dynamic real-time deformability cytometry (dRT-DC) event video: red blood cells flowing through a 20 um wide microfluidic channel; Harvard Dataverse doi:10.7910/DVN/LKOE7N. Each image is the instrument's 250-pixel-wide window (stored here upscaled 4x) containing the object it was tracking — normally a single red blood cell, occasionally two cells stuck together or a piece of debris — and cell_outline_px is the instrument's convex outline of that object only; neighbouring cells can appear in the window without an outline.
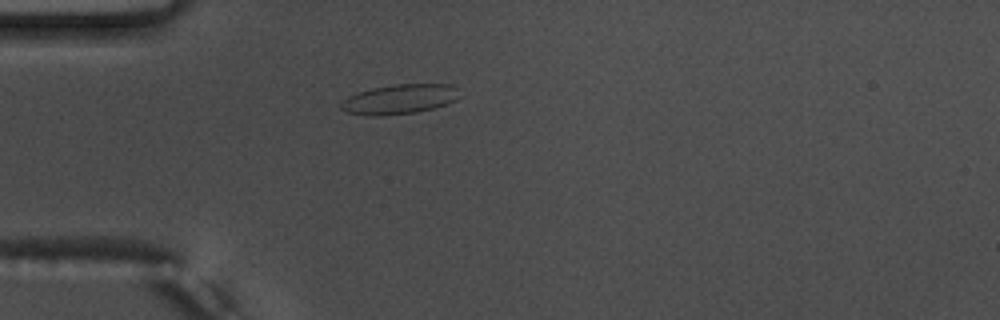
{"species": "common noctule bat (a hibernating species)", "species_latin": "Nyctalus noctula", "temperature_condition": "warm", "stored_images_in_passage": 41, "camera_frame_rate_fps": 3000, "um_per_image_px": 0.085, "animal": {"sex": "male", "body_mass_g": 17.5, "forearm_length_mm": 52.3}, "frame": {"image": 1, "passage_image": 2, "time_ms": 0.333, "image_size_px": [1000, 320], "cell_outline_px": [[460, 96], [456, 100], [432, 108], [416, 112], [380, 116], [368, 116], [344, 112], [340, 108], [340, 104], [348, 96], [372, 88], [396, 84], [452, 84], [456, 88]], "centroid_in_image_um": [33.93, 8.43], "position_along_channel_um": 51.1, "area_um2": 20.46}}
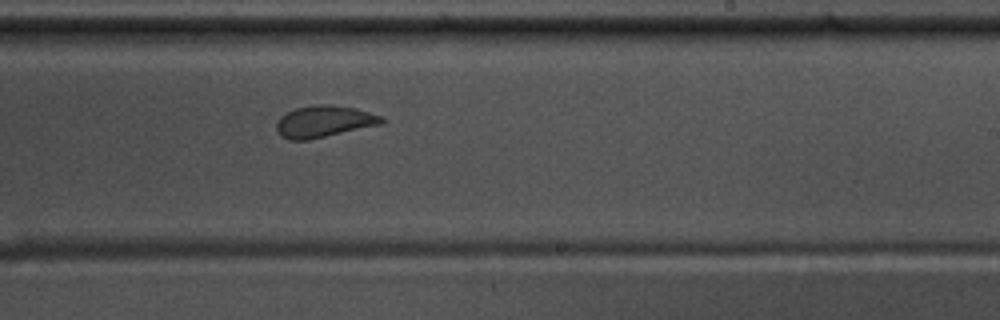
{"frame": {"image": 2, "passage_image": 20, "time_ms": 6.333, "image_size_px": [1000, 320], "cell_outline_px": [[388, 120], [384, 124], [308, 140], [288, 140], [280, 136], [276, 128], [276, 124], [280, 116], [296, 108], [320, 104], [328, 104], [356, 108], [384, 116]], "centroid_in_image_um": [27.6, 10.33], "position_along_channel_um": 261.4, "area_um2": 19.71}}
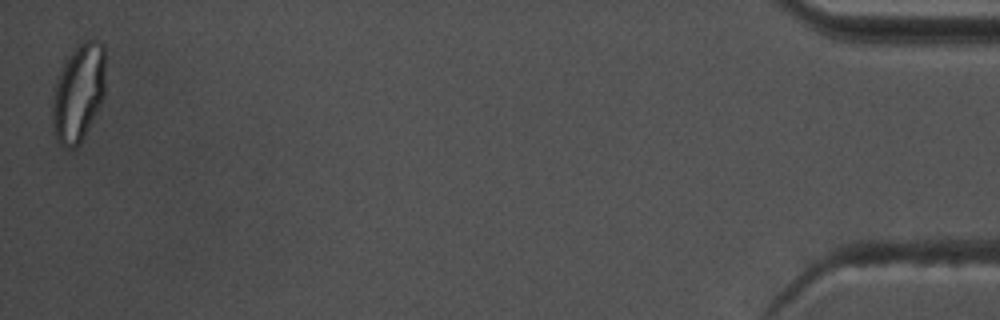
{"frame": {"image": 3, "passage_image": 41, "time_ms": 13.333, "image_size_px": [1000, 320], "cell_outline_px": [[104, 96], [80, 144], [76, 148], [64, 148], [56, 140], [52, 128], [52, 100], [56, 84], [64, 64], [72, 52], [84, 40], [100, 40], [104, 44]], "centroid_in_image_um": [6.67, 7.93], "position_along_channel_um": 428.5, "area_um2": 29.94}, "authors_computed_cell_mechanics": {"area_um2": 19.8254, "velocity_mm_per_s": 3.7065, "shape_relaxation_time_tau1_ms": 5.2273, "shape_relaxation_time_tau2_ms": 0.8501, "deformation_change_tau1": 0.1581, "deformation_change_tau2": 0.0861}}